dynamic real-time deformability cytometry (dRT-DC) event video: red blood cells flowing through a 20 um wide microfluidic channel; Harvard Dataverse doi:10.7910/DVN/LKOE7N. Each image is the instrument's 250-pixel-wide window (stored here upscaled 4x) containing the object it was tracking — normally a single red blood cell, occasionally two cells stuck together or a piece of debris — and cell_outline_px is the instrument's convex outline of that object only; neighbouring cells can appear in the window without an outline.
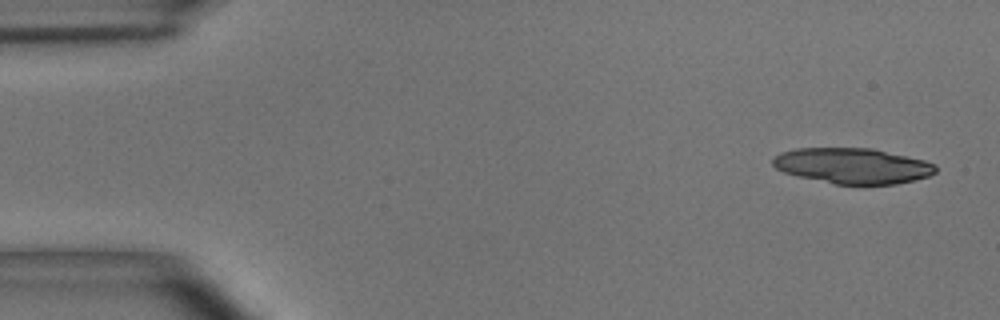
{"species": "common noctule bat (a hibernating species)", "species_latin": "Nyctalus noctula", "temperature_condition": "room temperature", "stored_images_in_passage": 20, "camera_frame_rate_fps": 3000, "um_per_image_px": 0.085, "animal": {"sex": "male", "body_mass_g": 15.6}, "frame": {"image": 1, "passage_image": 3, "time_ms": 0.667, "image_size_px": [1000, 320], "cell_outline_px": [[936, 172], [928, 176], [916, 180], [896, 184], [836, 184], [800, 176], [784, 172], [776, 168], [772, 164], [772, 160], [780, 152], [796, 148], [872, 148], [924, 160], [936, 164]], "centroid_in_image_um": [72.49, 14.09], "position_along_channel_um": 12.5, "area_um2": 33.58}}